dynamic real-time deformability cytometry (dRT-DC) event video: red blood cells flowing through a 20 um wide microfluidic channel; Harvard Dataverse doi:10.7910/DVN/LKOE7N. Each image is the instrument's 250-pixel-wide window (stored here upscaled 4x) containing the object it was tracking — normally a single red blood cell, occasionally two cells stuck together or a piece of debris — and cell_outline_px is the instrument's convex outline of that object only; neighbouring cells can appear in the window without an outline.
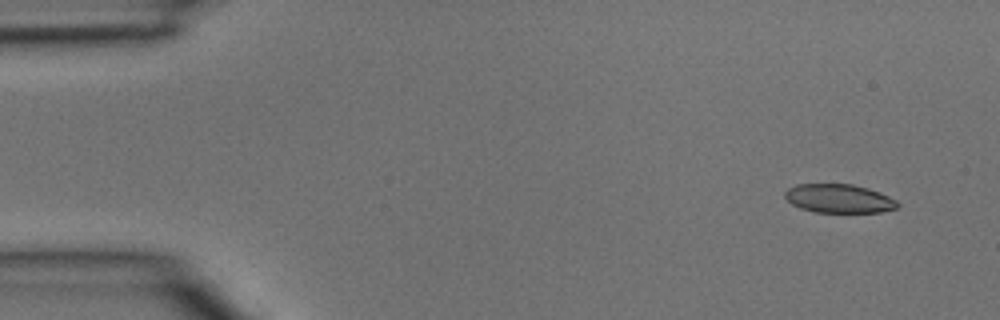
{"species": "common noctule bat (a hibernating species)", "species_latin": "Nyctalus noctula", "temperature_condition": "room temperature", "stored_images_in_passage": 3, "camera_frame_rate_fps": 3000, "um_per_image_px": 0.085, "animal": {"sex": "male", "body_mass_g": 15.6}, "frame": {"image": 1, "passage_image": 1, "time_ms": 0.0, "image_size_px": [1000, 320], "cell_outline_px": [[900, 204], [896, 208], [880, 212], [812, 212], [800, 208], [792, 204], [784, 196], [784, 192], [788, 188], [796, 184], [852, 184], [868, 188], [880, 192], [896, 200]], "centroid_in_image_um": [71.3, 16.87], "position_along_channel_um": 13.7, "area_um2": 18.9}}
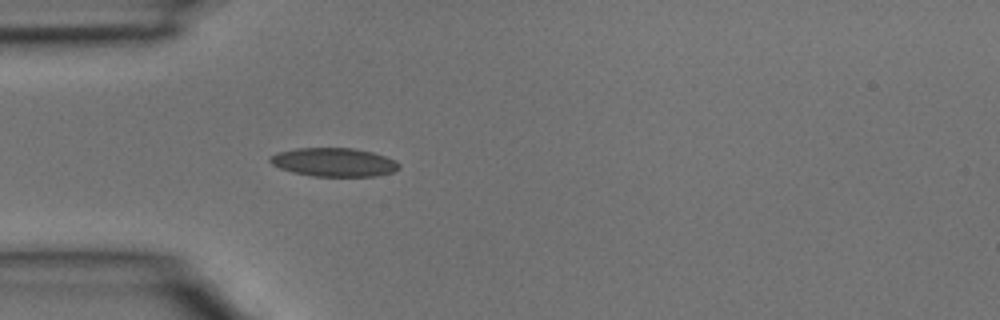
{"frame": {"image": 2, "passage_image": 3, "time_ms": 0.667, "image_size_px": [1000, 320], "cell_outline_px": [[400, 168], [392, 172], [376, 176], [312, 176], [292, 172], [280, 168], [272, 164], [268, 160], [268, 156], [276, 152], [296, 148], [352, 148], [372, 152], [396, 160], [400, 164]], "centroid_in_image_um": [28.35, 13.78], "position_along_channel_um": 56.6, "area_um2": 21.62}}